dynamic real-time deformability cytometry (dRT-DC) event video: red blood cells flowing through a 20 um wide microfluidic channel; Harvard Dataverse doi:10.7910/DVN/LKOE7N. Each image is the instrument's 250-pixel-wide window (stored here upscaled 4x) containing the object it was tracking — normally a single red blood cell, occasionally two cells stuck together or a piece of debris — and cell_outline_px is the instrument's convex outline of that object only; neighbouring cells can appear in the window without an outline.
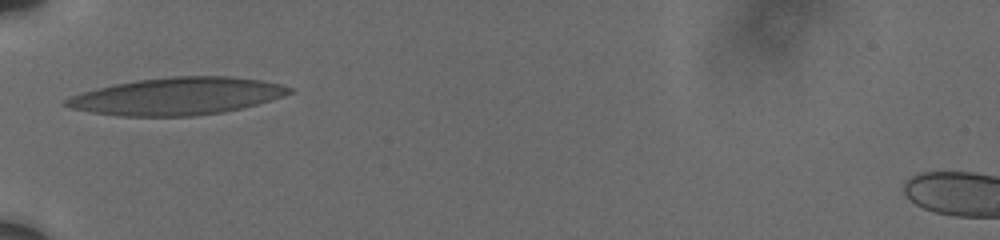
{"species": "human", "species_latin": "Homo sapiens", "temperature_condition": "cold", "stored_images_in_passage": 6, "camera_frame_rate_fps": 3000, "um_per_image_px": 0.085, "donor": {"sex": "male"}, "frame": {"image": 1, "passage_image": 1, "time_ms": 0.0, "image_size_px": [1000, 240], "cell_outline_px": [[292, 92], [284, 96], [256, 104], [224, 112], [192, 116], [120, 116], [92, 112], [72, 108], [60, 104], [64, 100], [72, 96], [96, 88], [136, 80], [172, 76], [232, 76], [260, 80], [280, 84], [292, 88]], "centroid_in_image_um": [15.05, 8.17], "position_along_channel_um": 70.0, "area_um2": 48.32}}
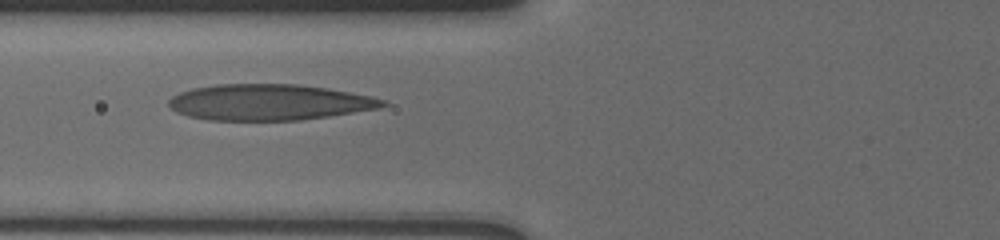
{"frame": {"image": 2, "passage_image": 5, "time_ms": 1.0, "image_size_px": [1000, 240], "cell_outline_px": [[388, 104], [380, 108], [328, 116], [300, 120], [208, 120], [188, 116], [176, 112], [168, 104], [168, 100], [172, 96], [180, 92], [192, 88], [216, 84], [296, 84], [324, 88], [348, 92], [368, 96], [384, 100]], "centroid_in_image_um": [22.82, 8.69], "position_along_channel_um": 103.0, "area_um2": 44.62}}